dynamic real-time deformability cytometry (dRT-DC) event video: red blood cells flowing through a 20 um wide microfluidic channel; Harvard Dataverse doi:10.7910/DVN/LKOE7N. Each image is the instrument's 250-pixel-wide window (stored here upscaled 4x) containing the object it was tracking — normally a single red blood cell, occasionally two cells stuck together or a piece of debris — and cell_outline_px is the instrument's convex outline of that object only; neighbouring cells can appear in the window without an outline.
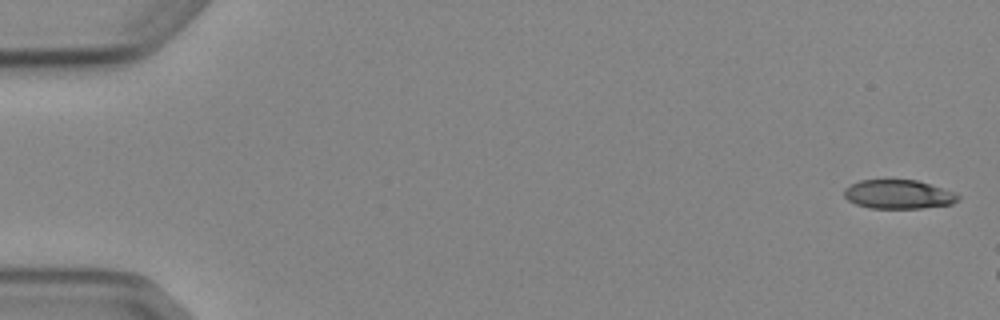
{"species": "Egyptian fruit bat (a non-hibernating species)", "species_latin": "Rousettus aegyptiacus", "temperature_condition": "cold", "stored_images_in_passage": 3, "camera_frame_rate_fps": 3000, "um_per_image_px": 0.085, "animal": {"sex": "female"}, "frame": {"image": 1, "passage_image": 1, "time_ms": 0.0, "image_size_px": [1000, 320], "cell_outline_px": [[960, 200], [952, 204], [920, 208], [868, 208], [856, 204], [848, 200], [844, 196], [844, 188], [860, 180], [916, 180], [952, 192], [960, 196]], "centroid_in_image_um": [76.34, 16.53], "position_along_channel_um": 8.7, "area_um2": 19.02}}